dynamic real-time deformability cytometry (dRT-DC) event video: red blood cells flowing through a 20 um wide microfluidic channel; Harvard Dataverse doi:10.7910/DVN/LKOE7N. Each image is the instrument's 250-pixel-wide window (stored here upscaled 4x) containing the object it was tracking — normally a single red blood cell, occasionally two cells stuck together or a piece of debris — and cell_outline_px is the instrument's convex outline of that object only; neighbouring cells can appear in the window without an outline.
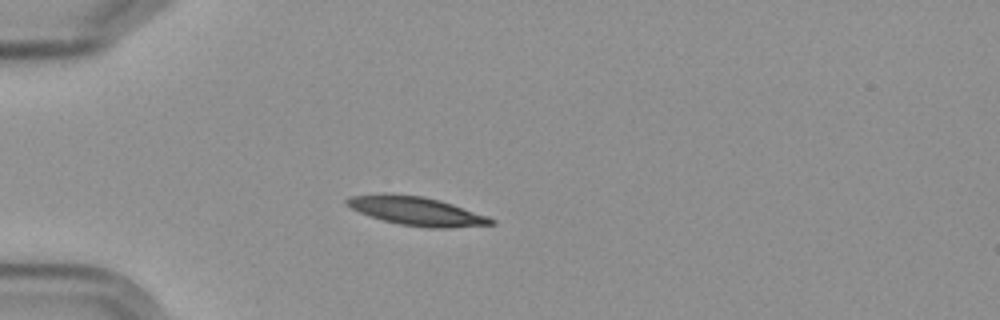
{"species": "Egyptian fruit bat (a non-hibernating species)", "species_latin": "Rousettus aegyptiacus", "temperature_condition": "cold", "stored_images_in_passage": 5, "camera_frame_rate_fps": 3000, "um_per_image_px": 0.085, "frame": {"image": 1, "passage_image": 3, "time_ms": 3.0, "image_size_px": [1000, 320], "cell_outline_px": [[496, 224], [448, 228], [428, 228], [400, 224], [384, 220], [360, 212], [344, 204], [344, 200], [352, 196], [420, 196], [440, 200], [488, 216], [496, 220]], "centroid_in_image_um": [35.52, 17.99], "position_along_channel_um": 49.5, "area_um2": 23.12}}
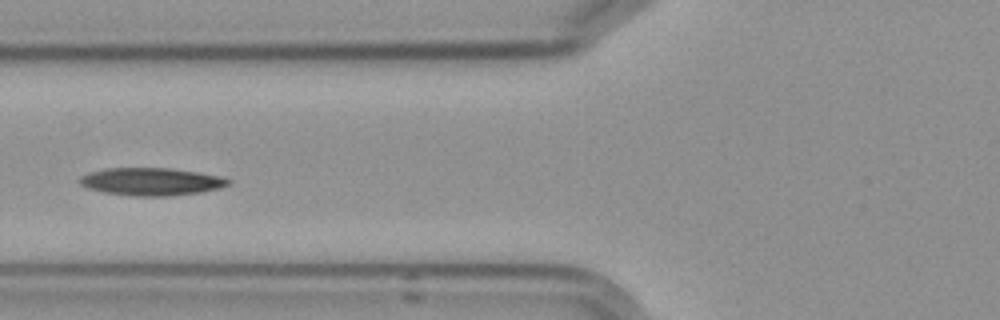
{"frame": {"image": 2, "passage_image": 5, "time_ms": 5.333, "image_size_px": [1000, 320], "cell_outline_px": [[232, 184], [220, 188], [200, 192], [168, 196], [132, 196], [104, 192], [88, 188], [80, 184], [80, 176], [92, 172], [108, 168], [168, 168], [224, 176], [232, 180]], "centroid_in_image_um": [12.93, 15.44], "position_along_channel_um": 112.9, "area_um2": 23.93}}